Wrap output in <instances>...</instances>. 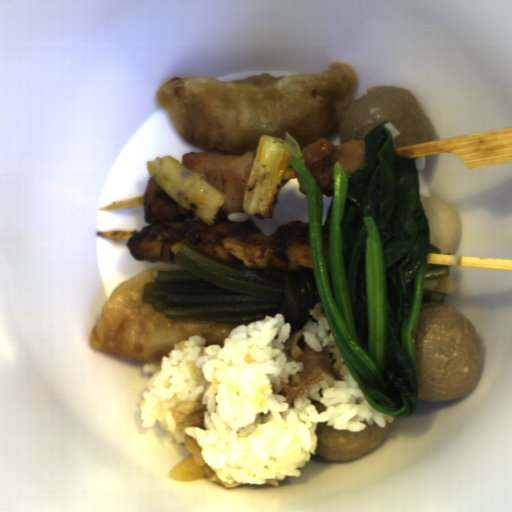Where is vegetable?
I'll use <instances>...</instances> for the list:
<instances>
[{
    "instance_id": "1",
    "label": "vegetable",
    "mask_w": 512,
    "mask_h": 512,
    "mask_svg": "<svg viewBox=\"0 0 512 512\" xmlns=\"http://www.w3.org/2000/svg\"><path fill=\"white\" fill-rule=\"evenodd\" d=\"M282 144L305 190L314 280L332 338L370 405L392 417L413 415V331L430 248L416 162L397 154L388 120L365 135L362 166L347 174L335 162L323 228L330 287L322 191L294 137L286 132Z\"/></svg>"
},
{
    "instance_id": "2",
    "label": "vegetable",
    "mask_w": 512,
    "mask_h": 512,
    "mask_svg": "<svg viewBox=\"0 0 512 512\" xmlns=\"http://www.w3.org/2000/svg\"><path fill=\"white\" fill-rule=\"evenodd\" d=\"M277 136H262L258 141L244 195L243 213L263 220L271 218L280 190L297 178L291 152Z\"/></svg>"
},
{
    "instance_id": "3",
    "label": "vegetable",
    "mask_w": 512,
    "mask_h": 512,
    "mask_svg": "<svg viewBox=\"0 0 512 512\" xmlns=\"http://www.w3.org/2000/svg\"><path fill=\"white\" fill-rule=\"evenodd\" d=\"M150 178L172 198L189 208L193 216L210 226L218 219L224 195L202 174L183 166L172 156L155 157L147 165Z\"/></svg>"
},
{
    "instance_id": "4",
    "label": "vegetable",
    "mask_w": 512,
    "mask_h": 512,
    "mask_svg": "<svg viewBox=\"0 0 512 512\" xmlns=\"http://www.w3.org/2000/svg\"><path fill=\"white\" fill-rule=\"evenodd\" d=\"M272 236L258 233L229 237L222 243L246 268L260 273H289L276 252Z\"/></svg>"
},
{
    "instance_id": "5",
    "label": "vegetable",
    "mask_w": 512,
    "mask_h": 512,
    "mask_svg": "<svg viewBox=\"0 0 512 512\" xmlns=\"http://www.w3.org/2000/svg\"><path fill=\"white\" fill-rule=\"evenodd\" d=\"M195 225L188 228V230L185 232V234L182 236V238L177 241L174 245L171 246V252L175 255L180 250L181 244L188 241L190 245H192L194 248H196L198 251H200L203 254H207V252L203 249V247L200 245V243L197 240L196 234H195ZM209 256V255H208Z\"/></svg>"
}]
</instances>
